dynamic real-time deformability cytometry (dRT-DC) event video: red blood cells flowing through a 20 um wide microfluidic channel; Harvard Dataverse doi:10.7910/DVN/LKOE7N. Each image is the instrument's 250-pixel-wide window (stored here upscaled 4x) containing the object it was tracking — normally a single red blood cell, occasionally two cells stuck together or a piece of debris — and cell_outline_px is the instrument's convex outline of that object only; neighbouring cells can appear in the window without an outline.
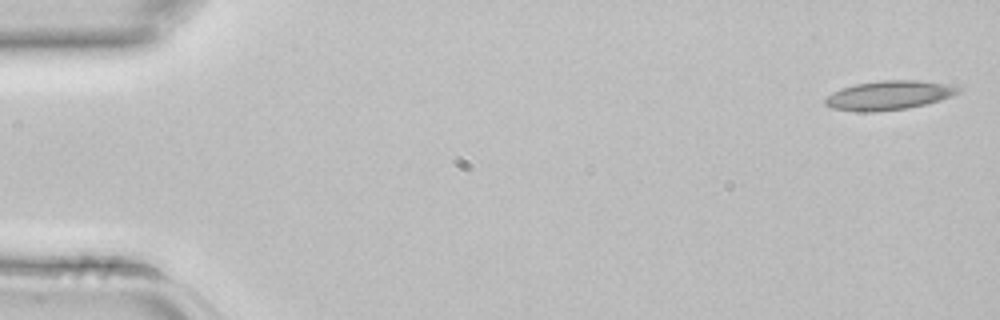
{"species": "common noctule bat (a hibernating species)", "species_latin": "Nyctalus noctula", "temperature_condition": "room temperature", "stored_images_in_passage": 4, "camera_frame_rate_fps": 3000, "um_per_image_px": 0.085, "animal": {"sex": "female", "body_mass_g": 22.7, "forearm_length_mm": 54.2}, "frame": {"image": 1, "passage_image": 1, "time_ms": 0.0, "image_size_px": [1000, 320], "cell_outline_px": [[960, 92], [952, 96], [940, 100], [908, 108], [876, 112], [856, 112], [832, 108], [824, 104], [824, 100], [832, 92], [840, 88], [856, 84], [876, 80], [920, 80], [944, 84], [960, 88]], "centroid_in_image_um": [75.5, 8.1], "position_along_channel_um": 9.5, "area_um2": 22.66}}
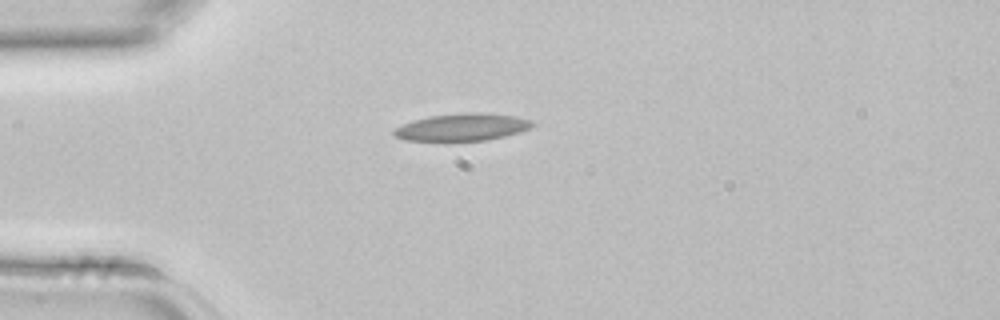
{"frame": {"image": 2, "passage_image": 4, "time_ms": 1.0, "image_size_px": [1000, 320], "cell_outline_px": [[536, 124], [520, 132], [488, 140], [444, 144], [404, 140], [392, 136], [392, 132], [396, 128], [404, 124], [428, 116], [464, 112], [480, 112], [516, 116], [532, 120]], "centroid_in_image_um": [39.23, 10.86], "position_along_channel_um": 45.8, "area_um2": 23.12}}